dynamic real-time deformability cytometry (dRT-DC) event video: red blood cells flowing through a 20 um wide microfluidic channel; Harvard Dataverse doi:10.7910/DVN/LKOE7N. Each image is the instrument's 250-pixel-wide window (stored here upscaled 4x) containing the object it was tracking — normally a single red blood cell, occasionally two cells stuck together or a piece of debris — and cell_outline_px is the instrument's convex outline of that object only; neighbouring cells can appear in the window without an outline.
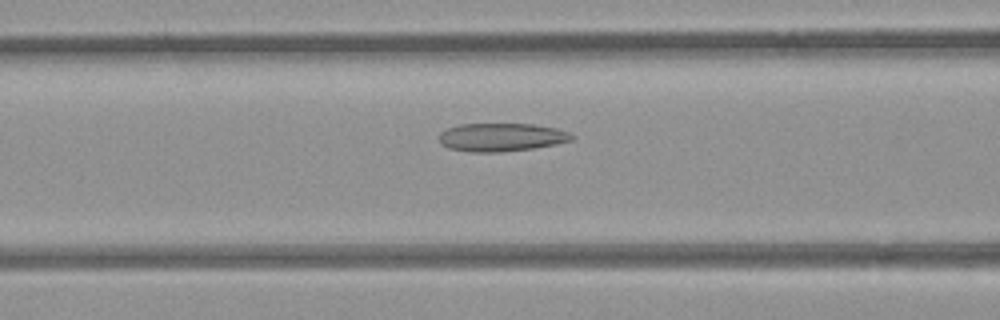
{"species": "common noctule bat (a hibernating species)", "species_latin": "Nyctalus noctula", "temperature_condition": "room temperature", "stored_images_in_passage": 46, "camera_frame_rate_fps": 3000, "um_per_image_px": 0.085, "animal": {"sex": "female", "body_mass_g": 21.9}, "frame": {"image": 1, "passage_image": 14, "time_ms": 4.333, "image_size_px": [1000, 320], "cell_outline_px": [[576, 136], [572, 140], [556, 144], [532, 148], [500, 152], [472, 152], [448, 148], [440, 144], [440, 132], [448, 128], [460, 124], [532, 124], [556, 128], [568, 132]], "centroid_in_image_um": [42.62, 11.66], "position_along_channel_um": 124.0, "area_um2": 21.79}}
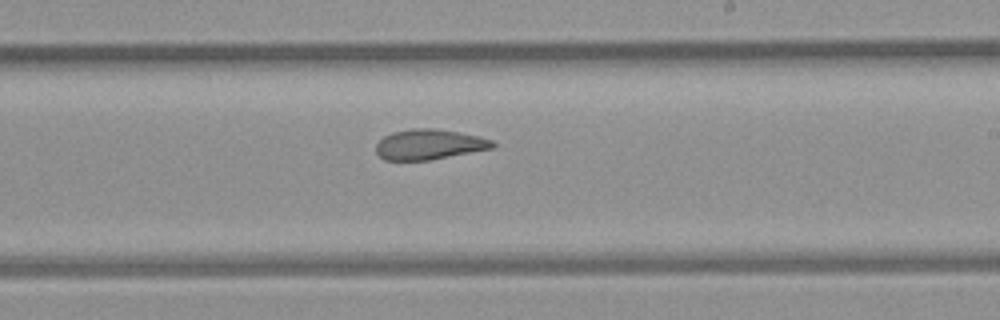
{"frame": {"image": 2, "passage_image": 24, "time_ms": 7.667, "image_size_px": [1000, 320], "cell_outline_px": [[496, 148], [428, 160], [384, 160], [376, 152], [376, 144], [384, 136], [392, 132], [412, 128], [436, 128], [480, 136], [492, 140], [496, 144]], "centroid_in_image_um": [36.51, 12.27], "position_along_channel_um": 252.5, "area_um2": 20.69}}
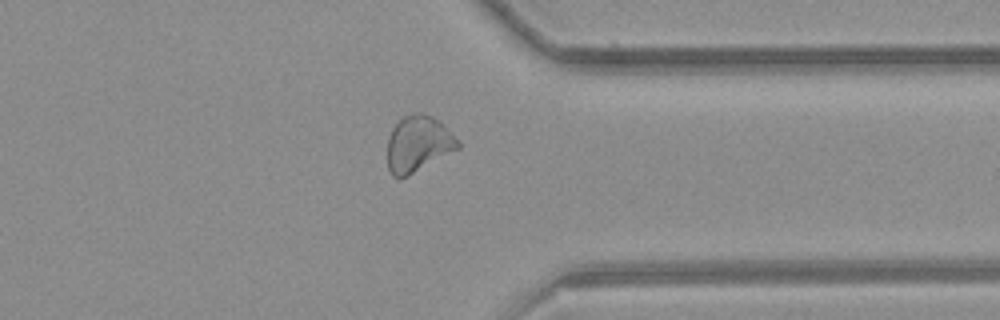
{"frame": {"image": 3, "passage_image": 34, "time_ms": 11.0, "image_size_px": [1000, 320], "cell_outline_px": [[460, 148], [408, 176], [392, 176], [388, 168], [388, 136], [392, 128], [404, 116], [420, 112], [424, 112], [440, 120], [460, 140]], "centroid_in_image_um": [35.58, 12.21], "position_along_channel_um": 375.8, "area_um2": 23.18}, "authors_computed_cell_mechanics": {"area_um2": 23.1489, "velocity_mm_per_s": 3.8595, "shape_relaxation_time_tau1_ms": null, "shape_relaxation_time_tau2_ms": 1.8592, "deformation_change_tau1": null, "deformation_change_tau2": 0.0902}}